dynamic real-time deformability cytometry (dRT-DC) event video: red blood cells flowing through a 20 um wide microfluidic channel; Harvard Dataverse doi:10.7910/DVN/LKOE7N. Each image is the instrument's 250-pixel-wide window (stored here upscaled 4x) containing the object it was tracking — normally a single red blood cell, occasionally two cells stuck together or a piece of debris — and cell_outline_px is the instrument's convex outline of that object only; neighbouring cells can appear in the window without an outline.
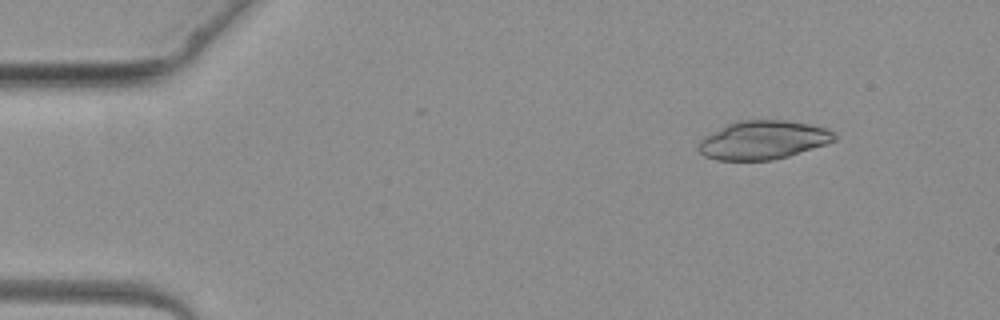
{"species": "common noctule bat (a hibernating species)", "species_latin": "Nyctalus noctula", "temperature_condition": "warm", "stored_images_in_passage": 3, "camera_frame_rate_fps": 3000, "um_per_image_px": 0.085, "animal": {"sex": "female", "body_mass_g": 19.3, "forearm_length_mm": 54.1}, "frame": {"image": 1, "passage_image": 2, "time_ms": 1.333, "image_size_px": [1000, 320], "cell_outline_px": [[836, 140], [788, 156], [772, 160], [716, 160], [704, 156], [696, 148], [700, 140], [704, 136], [728, 124], [740, 120], [784, 120], [808, 124], [824, 128], [836, 132]], "centroid_in_image_um": [64.82, 11.9], "position_along_channel_um": 20.2, "area_um2": 30.4}}